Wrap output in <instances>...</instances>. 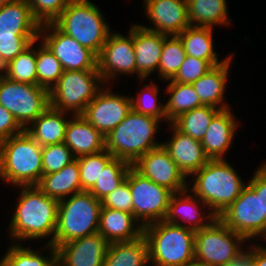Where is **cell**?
I'll list each match as a JSON object with an SVG mask.
<instances>
[{"mask_svg": "<svg viewBox=\"0 0 266 266\" xmlns=\"http://www.w3.org/2000/svg\"><path fill=\"white\" fill-rule=\"evenodd\" d=\"M18 201L11 217L8 235L13 243L54 240L59 201L46 196L36 185L18 186ZM49 238V239H48Z\"/></svg>", "mask_w": 266, "mask_h": 266, "instance_id": "6da1fadb", "label": "cell"}, {"mask_svg": "<svg viewBox=\"0 0 266 266\" xmlns=\"http://www.w3.org/2000/svg\"><path fill=\"white\" fill-rule=\"evenodd\" d=\"M227 161L226 159L209 160L191 176L192 180L188 182V189L217 217L238 198L247 185ZM191 182L193 183L190 184Z\"/></svg>", "mask_w": 266, "mask_h": 266, "instance_id": "7a4b0ae2", "label": "cell"}, {"mask_svg": "<svg viewBox=\"0 0 266 266\" xmlns=\"http://www.w3.org/2000/svg\"><path fill=\"white\" fill-rule=\"evenodd\" d=\"M162 121L133 109L107 136L105 149L115 158L133 165L149 150L162 145L156 134Z\"/></svg>", "mask_w": 266, "mask_h": 266, "instance_id": "3957f363", "label": "cell"}, {"mask_svg": "<svg viewBox=\"0 0 266 266\" xmlns=\"http://www.w3.org/2000/svg\"><path fill=\"white\" fill-rule=\"evenodd\" d=\"M43 175L42 146L25 130L0 141V180L11 186L37 185Z\"/></svg>", "mask_w": 266, "mask_h": 266, "instance_id": "277c9868", "label": "cell"}, {"mask_svg": "<svg viewBox=\"0 0 266 266\" xmlns=\"http://www.w3.org/2000/svg\"><path fill=\"white\" fill-rule=\"evenodd\" d=\"M195 232L165 220L143 227L150 266H184L195 262Z\"/></svg>", "mask_w": 266, "mask_h": 266, "instance_id": "5b68a950", "label": "cell"}, {"mask_svg": "<svg viewBox=\"0 0 266 266\" xmlns=\"http://www.w3.org/2000/svg\"><path fill=\"white\" fill-rule=\"evenodd\" d=\"M103 15L91 0H71L52 23L98 56L112 32Z\"/></svg>", "mask_w": 266, "mask_h": 266, "instance_id": "8992f818", "label": "cell"}, {"mask_svg": "<svg viewBox=\"0 0 266 266\" xmlns=\"http://www.w3.org/2000/svg\"><path fill=\"white\" fill-rule=\"evenodd\" d=\"M101 201L83 191L62 199L58 204L55 248L69 241L98 232Z\"/></svg>", "mask_w": 266, "mask_h": 266, "instance_id": "52a82bcc", "label": "cell"}, {"mask_svg": "<svg viewBox=\"0 0 266 266\" xmlns=\"http://www.w3.org/2000/svg\"><path fill=\"white\" fill-rule=\"evenodd\" d=\"M103 86L98 70L64 71L49 91L50 107L70 115H82Z\"/></svg>", "mask_w": 266, "mask_h": 266, "instance_id": "ba28073f", "label": "cell"}, {"mask_svg": "<svg viewBox=\"0 0 266 266\" xmlns=\"http://www.w3.org/2000/svg\"><path fill=\"white\" fill-rule=\"evenodd\" d=\"M247 242L217 217L195 232V262L200 266H224L246 248Z\"/></svg>", "mask_w": 266, "mask_h": 266, "instance_id": "9c48e42d", "label": "cell"}, {"mask_svg": "<svg viewBox=\"0 0 266 266\" xmlns=\"http://www.w3.org/2000/svg\"><path fill=\"white\" fill-rule=\"evenodd\" d=\"M0 104L25 130L50 106L49 90L40 85L13 81L0 74Z\"/></svg>", "mask_w": 266, "mask_h": 266, "instance_id": "30bf717a", "label": "cell"}, {"mask_svg": "<svg viewBox=\"0 0 266 266\" xmlns=\"http://www.w3.org/2000/svg\"><path fill=\"white\" fill-rule=\"evenodd\" d=\"M133 199V215L143 226L165 219L172 195L171 190L142 176L133 167L126 177Z\"/></svg>", "mask_w": 266, "mask_h": 266, "instance_id": "8fae6325", "label": "cell"}, {"mask_svg": "<svg viewBox=\"0 0 266 266\" xmlns=\"http://www.w3.org/2000/svg\"><path fill=\"white\" fill-rule=\"evenodd\" d=\"M38 39L60 61L64 71L98 70V56L60 31L53 23L40 26Z\"/></svg>", "mask_w": 266, "mask_h": 266, "instance_id": "7c38bea8", "label": "cell"}, {"mask_svg": "<svg viewBox=\"0 0 266 266\" xmlns=\"http://www.w3.org/2000/svg\"><path fill=\"white\" fill-rule=\"evenodd\" d=\"M127 32L128 35H122L120 32L112 31L98 55L97 68L104 85L113 84L111 82L117 80L119 75H136L132 25Z\"/></svg>", "mask_w": 266, "mask_h": 266, "instance_id": "4fadbf2b", "label": "cell"}, {"mask_svg": "<svg viewBox=\"0 0 266 266\" xmlns=\"http://www.w3.org/2000/svg\"><path fill=\"white\" fill-rule=\"evenodd\" d=\"M218 218L234 232L242 235L248 243L255 242L256 239L262 240L261 196L255 194L248 185Z\"/></svg>", "mask_w": 266, "mask_h": 266, "instance_id": "5bb4252c", "label": "cell"}, {"mask_svg": "<svg viewBox=\"0 0 266 266\" xmlns=\"http://www.w3.org/2000/svg\"><path fill=\"white\" fill-rule=\"evenodd\" d=\"M104 85L86 106L84 118L104 136H107L132 110L130 95L114 93ZM105 88V89H103Z\"/></svg>", "mask_w": 266, "mask_h": 266, "instance_id": "9a60e30c", "label": "cell"}, {"mask_svg": "<svg viewBox=\"0 0 266 266\" xmlns=\"http://www.w3.org/2000/svg\"><path fill=\"white\" fill-rule=\"evenodd\" d=\"M132 167L154 183L179 193L188 189V181L163 145L149 150Z\"/></svg>", "mask_w": 266, "mask_h": 266, "instance_id": "2e32d148", "label": "cell"}, {"mask_svg": "<svg viewBox=\"0 0 266 266\" xmlns=\"http://www.w3.org/2000/svg\"><path fill=\"white\" fill-rule=\"evenodd\" d=\"M143 9L150 26L143 28L167 36H178L190 27L187 0H143ZM153 24V26H152Z\"/></svg>", "mask_w": 266, "mask_h": 266, "instance_id": "e0dca14e", "label": "cell"}, {"mask_svg": "<svg viewBox=\"0 0 266 266\" xmlns=\"http://www.w3.org/2000/svg\"><path fill=\"white\" fill-rule=\"evenodd\" d=\"M108 245L99 232L61 244L57 266H103Z\"/></svg>", "mask_w": 266, "mask_h": 266, "instance_id": "ac0fdd59", "label": "cell"}, {"mask_svg": "<svg viewBox=\"0 0 266 266\" xmlns=\"http://www.w3.org/2000/svg\"><path fill=\"white\" fill-rule=\"evenodd\" d=\"M209 207L189 189L174 193L171 197L165 221L175 225H181L194 231L210 225L217 216ZM181 220V221H180Z\"/></svg>", "mask_w": 266, "mask_h": 266, "instance_id": "d6986e66", "label": "cell"}, {"mask_svg": "<svg viewBox=\"0 0 266 266\" xmlns=\"http://www.w3.org/2000/svg\"><path fill=\"white\" fill-rule=\"evenodd\" d=\"M167 35L147 30L141 24H132V44L136 58V75L139 82L158 72L164 39ZM157 70V71H156Z\"/></svg>", "mask_w": 266, "mask_h": 266, "instance_id": "ffe728a7", "label": "cell"}, {"mask_svg": "<svg viewBox=\"0 0 266 266\" xmlns=\"http://www.w3.org/2000/svg\"><path fill=\"white\" fill-rule=\"evenodd\" d=\"M172 134L168 140L162 142L179 170L188 179L200 170L208 161L201 141L178 131L171 123L168 124Z\"/></svg>", "mask_w": 266, "mask_h": 266, "instance_id": "44dd1931", "label": "cell"}, {"mask_svg": "<svg viewBox=\"0 0 266 266\" xmlns=\"http://www.w3.org/2000/svg\"><path fill=\"white\" fill-rule=\"evenodd\" d=\"M40 26L27 0H10L0 9V38H39Z\"/></svg>", "mask_w": 266, "mask_h": 266, "instance_id": "7402d4cb", "label": "cell"}, {"mask_svg": "<svg viewBox=\"0 0 266 266\" xmlns=\"http://www.w3.org/2000/svg\"><path fill=\"white\" fill-rule=\"evenodd\" d=\"M231 108L221 110L211 121L201 143L209 160L226 159L239 127Z\"/></svg>", "mask_w": 266, "mask_h": 266, "instance_id": "603a6c76", "label": "cell"}, {"mask_svg": "<svg viewBox=\"0 0 266 266\" xmlns=\"http://www.w3.org/2000/svg\"><path fill=\"white\" fill-rule=\"evenodd\" d=\"M64 143L75 158L105 150V136L90 124L83 115H71Z\"/></svg>", "mask_w": 266, "mask_h": 266, "instance_id": "cb8c5ba5", "label": "cell"}, {"mask_svg": "<svg viewBox=\"0 0 266 266\" xmlns=\"http://www.w3.org/2000/svg\"><path fill=\"white\" fill-rule=\"evenodd\" d=\"M98 232L109 242H131L143 236L132 213L101 207Z\"/></svg>", "mask_w": 266, "mask_h": 266, "instance_id": "d4e9b609", "label": "cell"}, {"mask_svg": "<svg viewBox=\"0 0 266 266\" xmlns=\"http://www.w3.org/2000/svg\"><path fill=\"white\" fill-rule=\"evenodd\" d=\"M234 55L221 65L215 66L207 74L201 76L192 86L203 105L213 106L220 110L230 108L225 101L226 87L228 86L229 70Z\"/></svg>", "mask_w": 266, "mask_h": 266, "instance_id": "484cf974", "label": "cell"}, {"mask_svg": "<svg viewBox=\"0 0 266 266\" xmlns=\"http://www.w3.org/2000/svg\"><path fill=\"white\" fill-rule=\"evenodd\" d=\"M69 113L50 106L40 114L25 131L42 147L62 143L65 140Z\"/></svg>", "mask_w": 266, "mask_h": 266, "instance_id": "4316f807", "label": "cell"}, {"mask_svg": "<svg viewBox=\"0 0 266 266\" xmlns=\"http://www.w3.org/2000/svg\"><path fill=\"white\" fill-rule=\"evenodd\" d=\"M46 196L58 201L82 191L78 161L75 159L60 171L42 175L36 185Z\"/></svg>", "mask_w": 266, "mask_h": 266, "instance_id": "83f0119b", "label": "cell"}, {"mask_svg": "<svg viewBox=\"0 0 266 266\" xmlns=\"http://www.w3.org/2000/svg\"><path fill=\"white\" fill-rule=\"evenodd\" d=\"M226 0H187L188 19L193 27L229 26Z\"/></svg>", "mask_w": 266, "mask_h": 266, "instance_id": "f1b7e54d", "label": "cell"}, {"mask_svg": "<svg viewBox=\"0 0 266 266\" xmlns=\"http://www.w3.org/2000/svg\"><path fill=\"white\" fill-rule=\"evenodd\" d=\"M103 266H150L145 237L131 242L109 243Z\"/></svg>", "mask_w": 266, "mask_h": 266, "instance_id": "f546056e", "label": "cell"}, {"mask_svg": "<svg viewBox=\"0 0 266 266\" xmlns=\"http://www.w3.org/2000/svg\"><path fill=\"white\" fill-rule=\"evenodd\" d=\"M10 244L4 256L0 258L2 266H57V251L52 244L44 243V248L38 249L39 251L31 246L25 247L23 243ZM41 250L47 251L48 255L41 253Z\"/></svg>", "mask_w": 266, "mask_h": 266, "instance_id": "4dcf8cb0", "label": "cell"}, {"mask_svg": "<svg viewBox=\"0 0 266 266\" xmlns=\"http://www.w3.org/2000/svg\"><path fill=\"white\" fill-rule=\"evenodd\" d=\"M166 82H169L165 89V94L169 96L165 102L167 124L171 123L182 113L203 106L192 84H184L172 80Z\"/></svg>", "mask_w": 266, "mask_h": 266, "instance_id": "1f68e13d", "label": "cell"}, {"mask_svg": "<svg viewBox=\"0 0 266 266\" xmlns=\"http://www.w3.org/2000/svg\"><path fill=\"white\" fill-rule=\"evenodd\" d=\"M213 32L211 27L190 26L184 29L178 37L187 55L203 60H218L219 55L214 50Z\"/></svg>", "mask_w": 266, "mask_h": 266, "instance_id": "d6a6232c", "label": "cell"}, {"mask_svg": "<svg viewBox=\"0 0 266 266\" xmlns=\"http://www.w3.org/2000/svg\"><path fill=\"white\" fill-rule=\"evenodd\" d=\"M220 111L213 106L203 105L182 113L171 124L183 134L189 135L197 141H202L209 124Z\"/></svg>", "mask_w": 266, "mask_h": 266, "instance_id": "836d02e7", "label": "cell"}, {"mask_svg": "<svg viewBox=\"0 0 266 266\" xmlns=\"http://www.w3.org/2000/svg\"><path fill=\"white\" fill-rule=\"evenodd\" d=\"M37 41H33L15 59L4 66L1 74L13 81L37 85L36 47L34 46Z\"/></svg>", "mask_w": 266, "mask_h": 266, "instance_id": "e575fe53", "label": "cell"}, {"mask_svg": "<svg viewBox=\"0 0 266 266\" xmlns=\"http://www.w3.org/2000/svg\"><path fill=\"white\" fill-rule=\"evenodd\" d=\"M131 167L128 162L114 157L101 171L96 183L88 192L101 201L126 180Z\"/></svg>", "mask_w": 266, "mask_h": 266, "instance_id": "d590c367", "label": "cell"}, {"mask_svg": "<svg viewBox=\"0 0 266 266\" xmlns=\"http://www.w3.org/2000/svg\"><path fill=\"white\" fill-rule=\"evenodd\" d=\"M187 54L182 41L178 36H167L164 39L157 76L162 80H172Z\"/></svg>", "mask_w": 266, "mask_h": 266, "instance_id": "8d00e7d4", "label": "cell"}, {"mask_svg": "<svg viewBox=\"0 0 266 266\" xmlns=\"http://www.w3.org/2000/svg\"><path fill=\"white\" fill-rule=\"evenodd\" d=\"M39 42L41 44L36 46L37 85L50 91L62 76L64 69L48 47L38 39Z\"/></svg>", "mask_w": 266, "mask_h": 266, "instance_id": "74e56055", "label": "cell"}, {"mask_svg": "<svg viewBox=\"0 0 266 266\" xmlns=\"http://www.w3.org/2000/svg\"><path fill=\"white\" fill-rule=\"evenodd\" d=\"M148 84L142 85L141 90L135 97L130 96L132 109L138 113L155 117L167 124V118L165 113V102H159V85L152 81Z\"/></svg>", "mask_w": 266, "mask_h": 266, "instance_id": "f35d334b", "label": "cell"}, {"mask_svg": "<svg viewBox=\"0 0 266 266\" xmlns=\"http://www.w3.org/2000/svg\"><path fill=\"white\" fill-rule=\"evenodd\" d=\"M114 158L106 149L76 158L80 172V182L82 191H89L97 179L101 171Z\"/></svg>", "mask_w": 266, "mask_h": 266, "instance_id": "ab89813d", "label": "cell"}, {"mask_svg": "<svg viewBox=\"0 0 266 266\" xmlns=\"http://www.w3.org/2000/svg\"><path fill=\"white\" fill-rule=\"evenodd\" d=\"M231 56L222 58L221 60H203L187 55L184 62L179 68V71L172 79L174 82L192 84L201 76L207 74L215 66L221 65Z\"/></svg>", "mask_w": 266, "mask_h": 266, "instance_id": "60d3db41", "label": "cell"}, {"mask_svg": "<svg viewBox=\"0 0 266 266\" xmlns=\"http://www.w3.org/2000/svg\"><path fill=\"white\" fill-rule=\"evenodd\" d=\"M76 158L67 145L62 142L42 147L43 175L60 171Z\"/></svg>", "mask_w": 266, "mask_h": 266, "instance_id": "b9f144b4", "label": "cell"}, {"mask_svg": "<svg viewBox=\"0 0 266 266\" xmlns=\"http://www.w3.org/2000/svg\"><path fill=\"white\" fill-rule=\"evenodd\" d=\"M71 0H27L33 17L42 25L52 23Z\"/></svg>", "mask_w": 266, "mask_h": 266, "instance_id": "7bdbcfd3", "label": "cell"}, {"mask_svg": "<svg viewBox=\"0 0 266 266\" xmlns=\"http://www.w3.org/2000/svg\"><path fill=\"white\" fill-rule=\"evenodd\" d=\"M101 205L102 207H108L133 214V199L127 180H125L113 192L104 197L101 200Z\"/></svg>", "mask_w": 266, "mask_h": 266, "instance_id": "ee69618b", "label": "cell"}, {"mask_svg": "<svg viewBox=\"0 0 266 266\" xmlns=\"http://www.w3.org/2000/svg\"><path fill=\"white\" fill-rule=\"evenodd\" d=\"M36 40L38 38H0V69Z\"/></svg>", "mask_w": 266, "mask_h": 266, "instance_id": "f6af8a7d", "label": "cell"}, {"mask_svg": "<svg viewBox=\"0 0 266 266\" xmlns=\"http://www.w3.org/2000/svg\"><path fill=\"white\" fill-rule=\"evenodd\" d=\"M247 185L255 192L260 194L262 205V240L266 237V161L261 163L249 178Z\"/></svg>", "mask_w": 266, "mask_h": 266, "instance_id": "bcb514c9", "label": "cell"}, {"mask_svg": "<svg viewBox=\"0 0 266 266\" xmlns=\"http://www.w3.org/2000/svg\"><path fill=\"white\" fill-rule=\"evenodd\" d=\"M24 129L12 113L0 104V141L22 133Z\"/></svg>", "mask_w": 266, "mask_h": 266, "instance_id": "7dc6e473", "label": "cell"}, {"mask_svg": "<svg viewBox=\"0 0 266 266\" xmlns=\"http://www.w3.org/2000/svg\"><path fill=\"white\" fill-rule=\"evenodd\" d=\"M247 246L224 266H253L254 243L250 242Z\"/></svg>", "mask_w": 266, "mask_h": 266, "instance_id": "c3c4849f", "label": "cell"}, {"mask_svg": "<svg viewBox=\"0 0 266 266\" xmlns=\"http://www.w3.org/2000/svg\"><path fill=\"white\" fill-rule=\"evenodd\" d=\"M253 266H266V247L254 242Z\"/></svg>", "mask_w": 266, "mask_h": 266, "instance_id": "681fc988", "label": "cell"}, {"mask_svg": "<svg viewBox=\"0 0 266 266\" xmlns=\"http://www.w3.org/2000/svg\"><path fill=\"white\" fill-rule=\"evenodd\" d=\"M10 0H0V9L4 7Z\"/></svg>", "mask_w": 266, "mask_h": 266, "instance_id": "f907efd6", "label": "cell"}, {"mask_svg": "<svg viewBox=\"0 0 266 266\" xmlns=\"http://www.w3.org/2000/svg\"><path fill=\"white\" fill-rule=\"evenodd\" d=\"M184 266H200L198 263L194 262V263H191V264H188V265H184Z\"/></svg>", "mask_w": 266, "mask_h": 266, "instance_id": "816d5d0a", "label": "cell"}]
</instances>
